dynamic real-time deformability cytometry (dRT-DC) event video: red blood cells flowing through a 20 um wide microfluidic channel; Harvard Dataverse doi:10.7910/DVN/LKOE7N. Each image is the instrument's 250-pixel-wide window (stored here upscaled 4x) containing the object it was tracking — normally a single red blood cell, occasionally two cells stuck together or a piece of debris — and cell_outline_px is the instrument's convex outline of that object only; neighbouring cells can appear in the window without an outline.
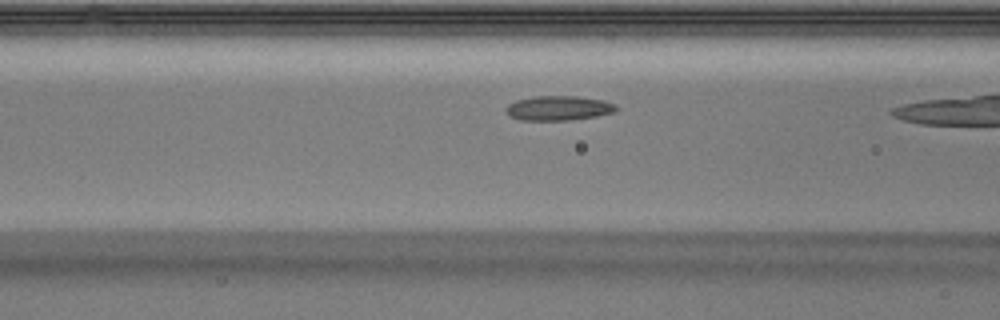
{"species": "Egyptian fruit bat (a non-hibernating species)", "species_latin": "Rousettus aegyptiacus", "temperature_condition": "warm", "stored_images_in_passage": 24, "camera_frame_rate_fps": 3000, "um_per_image_px": 0.085, "animal": {"sex": "male"}, "frame": {"image": 1, "passage_image": 8, "time_ms": 2.333, "image_size_px": [1000, 320], "cell_outline_px": [[620, 108], [616, 112], [596, 116], [568, 120], [520, 120], [508, 116], [504, 108], [508, 104], [516, 100], [536, 96], [576, 96], [604, 100], [616, 104]], "centroid_in_image_um": [47.49, 9.19], "position_along_channel_um": 119.1, "area_um2": 16.01}}
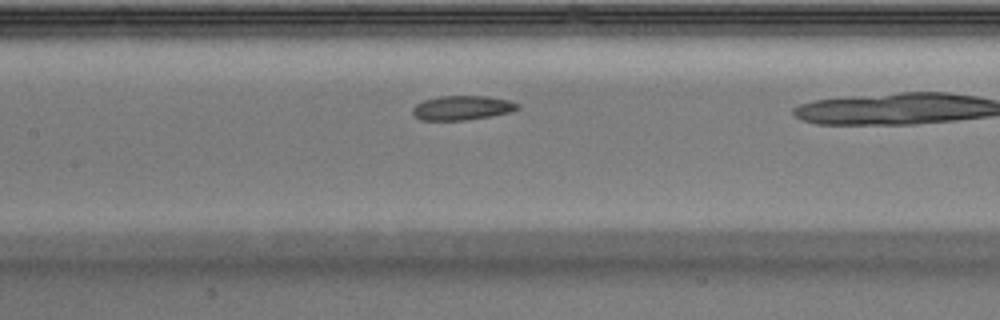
{"frame": {"image": 2, "passage_image": 11, "time_ms": 3.333, "image_size_px": [1000, 320], "cell_outline_px": [[520, 108], [512, 112], [464, 120], [420, 120], [412, 116], [412, 108], [416, 104], [424, 100], [440, 96], [488, 96], [508, 100], [520, 104]], "centroid_in_image_um": [39.27, 9.16], "position_along_channel_um": 168.1, "area_um2": 14.97}}